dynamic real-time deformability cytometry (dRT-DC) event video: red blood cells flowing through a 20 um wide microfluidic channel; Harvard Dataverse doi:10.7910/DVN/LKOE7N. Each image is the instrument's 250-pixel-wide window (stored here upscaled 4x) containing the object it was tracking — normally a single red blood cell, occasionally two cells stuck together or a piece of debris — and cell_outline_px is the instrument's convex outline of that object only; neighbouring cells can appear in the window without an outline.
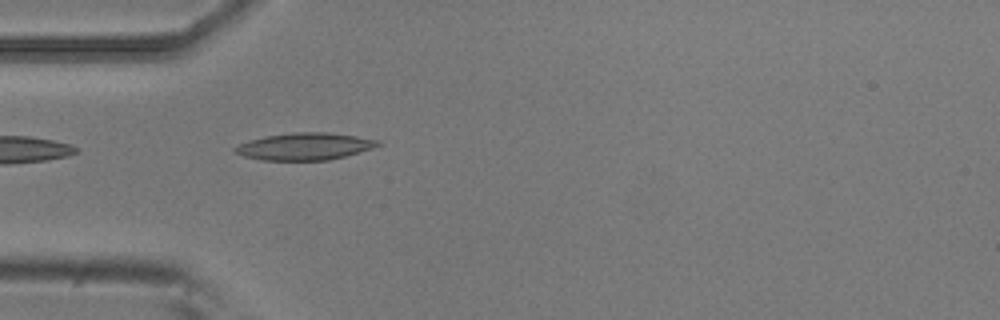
{"species": "common noctule bat (a hibernating species)", "species_latin": "Nyctalus noctula", "temperature_condition": "room temperature", "stored_images_in_passage": 2, "camera_frame_rate_fps": 3000, "um_per_image_px": 0.085, "animal": {"sex": "male", "body_mass_g": 20.5, "forearm_length_mm": 52.5}, "frame": {"image": 1, "passage_image": 2, "time_ms": 0.333, "image_size_px": [1000, 320], "cell_outline_px": [[380, 144], [372, 148], [344, 156], [328, 160], [264, 160], [244, 156], [232, 152], [232, 148], [240, 144], [252, 140], [268, 136], [292, 132], [328, 132], [356, 136], [380, 140]], "centroid_in_image_um": [25.89, 12.44], "position_along_channel_um": 59.1, "area_um2": 22.31}}